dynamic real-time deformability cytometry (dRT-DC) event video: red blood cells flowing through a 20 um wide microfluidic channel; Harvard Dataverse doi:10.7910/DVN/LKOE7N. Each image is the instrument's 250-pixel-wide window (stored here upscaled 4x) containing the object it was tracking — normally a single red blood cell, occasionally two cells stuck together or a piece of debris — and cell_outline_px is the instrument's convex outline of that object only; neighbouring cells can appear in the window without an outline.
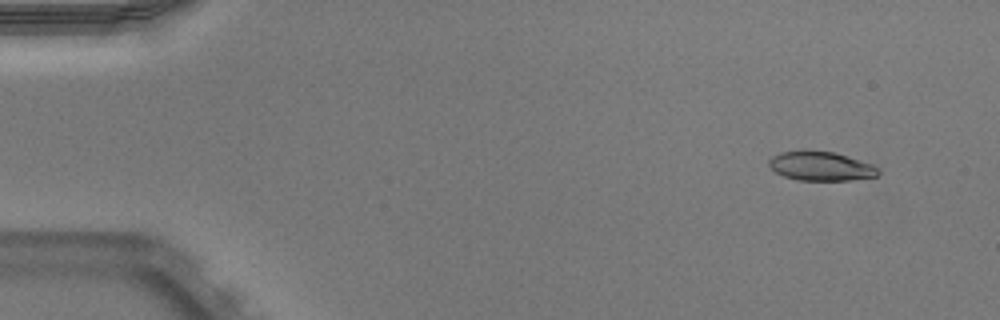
{"species": "Egyptian fruit bat (a non-hibernating species)", "species_latin": "Rousettus aegyptiacus", "temperature_condition": "warm", "stored_images_in_passage": 51, "camera_frame_rate_fps": 3000, "um_per_image_px": 0.085, "animal": {"sex": "male"}, "frame": {"image": 1, "passage_image": 4, "time_ms": 1.0, "image_size_px": [1000, 320], "cell_outline_px": [[880, 172], [876, 176], [852, 180], [796, 180], [784, 176], [776, 172], [768, 164], [768, 160], [772, 156], [780, 152], [800, 148], [808, 148], [836, 152], [872, 164], [880, 168]], "centroid_in_image_um": [69.75, 14.08], "position_along_channel_um": 15.3, "area_um2": 19.19}}
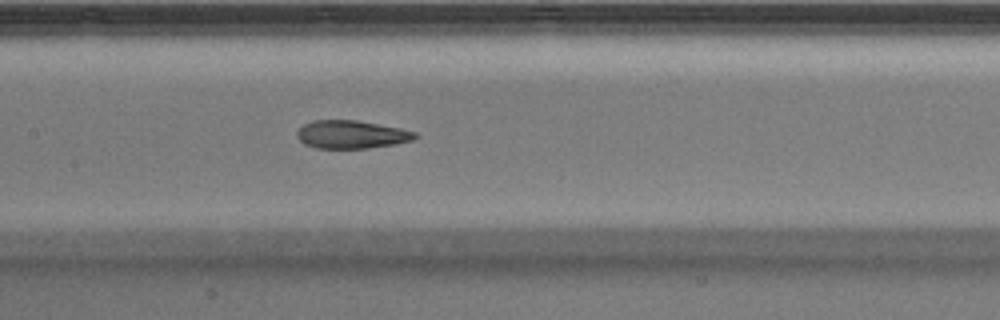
{"frame": {"image": 2, "passage_image": 25, "time_ms": 8.0, "image_size_px": [1000, 320], "cell_outline_px": [[420, 136], [412, 140], [396, 144], [368, 148], [316, 148], [304, 144], [296, 136], [296, 132], [304, 124], [312, 120], [356, 120], [400, 128], [416, 132]], "centroid_in_image_um": [29.88, 11.43], "position_along_channel_um": 177.5, "area_um2": 19.36}}
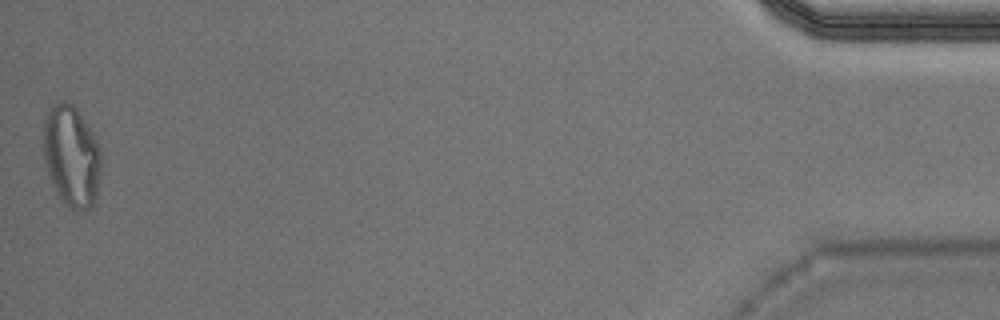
{"frame": {"image": 3, "passage_image": 51, "time_ms": 16.667, "image_size_px": [1000, 320], "cell_outline_px": [[100, 168], [96, 192], [92, 204], [88, 208], [68, 208], [64, 204], [56, 192], [48, 176], [44, 160], [44, 120], [48, 108], [52, 104], [60, 100], [64, 100], [72, 104], [76, 108], [92, 132], [100, 148]], "centroid_in_image_um": [6.04, 13.21], "position_along_channel_um": 429.2, "area_um2": 33.76}, "authors_computed_cell_mechanics": {"area_um2": 20.1722, "velocity_mm_per_s": 3.945, "shape_relaxation_time_tau1_ms": null, "shape_relaxation_time_tau2_ms": 1.6093, "deformation_change_tau1": null, "deformation_change_tau2": 0.0908}}